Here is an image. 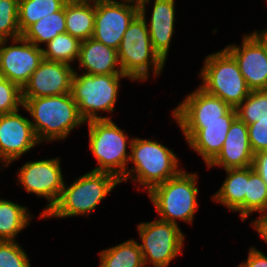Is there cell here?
Segmentation results:
<instances>
[{"label": "cell", "mask_w": 267, "mask_h": 267, "mask_svg": "<svg viewBox=\"0 0 267 267\" xmlns=\"http://www.w3.org/2000/svg\"><path fill=\"white\" fill-rule=\"evenodd\" d=\"M19 112L0 115V164L2 169L41 144L30 119Z\"/></svg>", "instance_id": "cell-14"}, {"label": "cell", "mask_w": 267, "mask_h": 267, "mask_svg": "<svg viewBox=\"0 0 267 267\" xmlns=\"http://www.w3.org/2000/svg\"><path fill=\"white\" fill-rule=\"evenodd\" d=\"M226 178L220 188L212 195L213 201L231 211L239 212L244 221V196L248 182V167L225 169Z\"/></svg>", "instance_id": "cell-21"}, {"label": "cell", "mask_w": 267, "mask_h": 267, "mask_svg": "<svg viewBox=\"0 0 267 267\" xmlns=\"http://www.w3.org/2000/svg\"><path fill=\"white\" fill-rule=\"evenodd\" d=\"M171 113L176 122L233 121L237 117L236 108H231L222 99L206 93L199 86Z\"/></svg>", "instance_id": "cell-15"}, {"label": "cell", "mask_w": 267, "mask_h": 267, "mask_svg": "<svg viewBox=\"0 0 267 267\" xmlns=\"http://www.w3.org/2000/svg\"><path fill=\"white\" fill-rule=\"evenodd\" d=\"M250 146L254 154L267 151V118L257 119L247 126Z\"/></svg>", "instance_id": "cell-33"}, {"label": "cell", "mask_w": 267, "mask_h": 267, "mask_svg": "<svg viewBox=\"0 0 267 267\" xmlns=\"http://www.w3.org/2000/svg\"><path fill=\"white\" fill-rule=\"evenodd\" d=\"M197 173H187L183 168L174 177L148 192L159 220L178 225L177 220L193 224L198 210Z\"/></svg>", "instance_id": "cell-5"}, {"label": "cell", "mask_w": 267, "mask_h": 267, "mask_svg": "<svg viewBox=\"0 0 267 267\" xmlns=\"http://www.w3.org/2000/svg\"><path fill=\"white\" fill-rule=\"evenodd\" d=\"M18 203L0 198V240H14L19 232L29 226L33 217Z\"/></svg>", "instance_id": "cell-23"}, {"label": "cell", "mask_w": 267, "mask_h": 267, "mask_svg": "<svg viewBox=\"0 0 267 267\" xmlns=\"http://www.w3.org/2000/svg\"><path fill=\"white\" fill-rule=\"evenodd\" d=\"M89 129V149L98 165L91 171L107 172L120 181L125 177L133 138H129L112 119L86 122Z\"/></svg>", "instance_id": "cell-6"}, {"label": "cell", "mask_w": 267, "mask_h": 267, "mask_svg": "<svg viewBox=\"0 0 267 267\" xmlns=\"http://www.w3.org/2000/svg\"><path fill=\"white\" fill-rule=\"evenodd\" d=\"M266 2H267V1H266ZM255 32H267V28H266V29H264V30H262V31H259V30H258V31H256V30H255Z\"/></svg>", "instance_id": "cell-38"}, {"label": "cell", "mask_w": 267, "mask_h": 267, "mask_svg": "<svg viewBox=\"0 0 267 267\" xmlns=\"http://www.w3.org/2000/svg\"><path fill=\"white\" fill-rule=\"evenodd\" d=\"M237 117L248 125L267 118V90H253L236 108Z\"/></svg>", "instance_id": "cell-29"}, {"label": "cell", "mask_w": 267, "mask_h": 267, "mask_svg": "<svg viewBox=\"0 0 267 267\" xmlns=\"http://www.w3.org/2000/svg\"><path fill=\"white\" fill-rule=\"evenodd\" d=\"M117 52L122 72L130 81H147L151 70L157 78L165 68L166 63L153 49L147 24L140 14L129 24Z\"/></svg>", "instance_id": "cell-4"}, {"label": "cell", "mask_w": 267, "mask_h": 267, "mask_svg": "<svg viewBox=\"0 0 267 267\" xmlns=\"http://www.w3.org/2000/svg\"><path fill=\"white\" fill-rule=\"evenodd\" d=\"M233 121L176 122L184 139L208 166L221 152Z\"/></svg>", "instance_id": "cell-17"}, {"label": "cell", "mask_w": 267, "mask_h": 267, "mask_svg": "<svg viewBox=\"0 0 267 267\" xmlns=\"http://www.w3.org/2000/svg\"><path fill=\"white\" fill-rule=\"evenodd\" d=\"M267 212V185L261 176L248 166V182L244 196V221L250 214Z\"/></svg>", "instance_id": "cell-28"}, {"label": "cell", "mask_w": 267, "mask_h": 267, "mask_svg": "<svg viewBox=\"0 0 267 267\" xmlns=\"http://www.w3.org/2000/svg\"><path fill=\"white\" fill-rule=\"evenodd\" d=\"M75 69L72 65L43 59L22 88V98L71 93Z\"/></svg>", "instance_id": "cell-16"}, {"label": "cell", "mask_w": 267, "mask_h": 267, "mask_svg": "<svg viewBox=\"0 0 267 267\" xmlns=\"http://www.w3.org/2000/svg\"><path fill=\"white\" fill-rule=\"evenodd\" d=\"M65 5L51 15L41 18L36 23L30 25L23 33L22 37L32 42L37 47L42 48L57 35L66 33L65 25Z\"/></svg>", "instance_id": "cell-25"}, {"label": "cell", "mask_w": 267, "mask_h": 267, "mask_svg": "<svg viewBox=\"0 0 267 267\" xmlns=\"http://www.w3.org/2000/svg\"><path fill=\"white\" fill-rule=\"evenodd\" d=\"M99 267H146L139 243L126 240L99 252Z\"/></svg>", "instance_id": "cell-24"}, {"label": "cell", "mask_w": 267, "mask_h": 267, "mask_svg": "<svg viewBox=\"0 0 267 267\" xmlns=\"http://www.w3.org/2000/svg\"><path fill=\"white\" fill-rule=\"evenodd\" d=\"M251 225L259 234L260 238L267 244V212L262 213L257 219L252 220Z\"/></svg>", "instance_id": "cell-36"}, {"label": "cell", "mask_w": 267, "mask_h": 267, "mask_svg": "<svg viewBox=\"0 0 267 267\" xmlns=\"http://www.w3.org/2000/svg\"><path fill=\"white\" fill-rule=\"evenodd\" d=\"M199 77L201 89L219 97L231 108H237L251 91L237 61L225 48L205 57Z\"/></svg>", "instance_id": "cell-7"}, {"label": "cell", "mask_w": 267, "mask_h": 267, "mask_svg": "<svg viewBox=\"0 0 267 267\" xmlns=\"http://www.w3.org/2000/svg\"><path fill=\"white\" fill-rule=\"evenodd\" d=\"M138 14V2L132 0H95L92 38L117 50L129 24Z\"/></svg>", "instance_id": "cell-11"}, {"label": "cell", "mask_w": 267, "mask_h": 267, "mask_svg": "<svg viewBox=\"0 0 267 267\" xmlns=\"http://www.w3.org/2000/svg\"><path fill=\"white\" fill-rule=\"evenodd\" d=\"M122 78L128 77L124 74L79 75L77 70L74 71L71 94L85 122L111 119L98 114L114 112Z\"/></svg>", "instance_id": "cell-8"}, {"label": "cell", "mask_w": 267, "mask_h": 267, "mask_svg": "<svg viewBox=\"0 0 267 267\" xmlns=\"http://www.w3.org/2000/svg\"><path fill=\"white\" fill-rule=\"evenodd\" d=\"M153 1L150 20H147L146 5ZM139 14L145 19L153 49L166 62L175 26V0H141ZM149 24V25H148Z\"/></svg>", "instance_id": "cell-18"}, {"label": "cell", "mask_w": 267, "mask_h": 267, "mask_svg": "<svg viewBox=\"0 0 267 267\" xmlns=\"http://www.w3.org/2000/svg\"><path fill=\"white\" fill-rule=\"evenodd\" d=\"M254 153L250 146L247 124L236 117L230 125L223 148L207 166L225 169L252 166Z\"/></svg>", "instance_id": "cell-19"}, {"label": "cell", "mask_w": 267, "mask_h": 267, "mask_svg": "<svg viewBox=\"0 0 267 267\" xmlns=\"http://www.w3.org/2000/svg\"><path fill=\"white\" fill-rule=\"evenodd\" d=\"M131 162L133 167L127 169L121 183L138 182V188L142 187L146 192L182 170L173 150L152 139L133 138L128 164Z\"/></svg>", "instance_id": "cell-2"}, {"label": "cell", "mask_w": 267, "mask_h": 267, "mask_svg": "<svg viewBox=\"0 0 267 267\" xmlns=\"http://www.w3.org/2000/svg\"><path fill=\"white\" fill-rule=\"evenodd\" d=\"M67 0H19L18 26L21 34L32 24L59 11Z\"/></svg>", "instance_id": "cell-26"}, {"label": "cell", "mask_w": 267, "mask_h": 267, "mask_svg": "<svg viewBox=\"0 0 267 267\" xmlns=\"http://www.w3.org/2000/svg\"><path fill=\"white\" fill-rule=\"evenodd\" d=\"M22 101V109L32 117L30 122L40 143L63 140L73 129L86 123L71 93L22 98Z\"/></svg>", "instance_id": "cell-1"}, {"label": "cell", "mask_w": 267, "mask_h": 267, "mask_svg": "<svg viewBox=\"0 0 267 267\" xmlns=\"http://www.w3.org/2000/svg\"><path fill=\"white\" fill-rule=\"evenodd\" d=\"M2 41H3V39L0 37V46H1Z\"/></svg>", "instance_id": "cell-39"}, {"label": "cell", "mask_w": 267, "mask_h": 267, "mask_svg": "<svg viewBox=\"0 0 267 267\" xmlns=\"http://www.w3.org/2000/svg\"><path fill=\"white\" fill-rule=\"evenodd\" d=\"M118 184L121 181L115 175L95 171L79 176L70 185L64 182L57 203L42 218L64 219L90 215Z\"/></svg>", "instance_id": "cell-3"}, {"label": "cell", "mask_w": 267, "mask_h": 267, "mask_svg": "<svg viewBox=\"0 0 267 267\" xmlns=\"http://www.w3.org/2000/svg\"><path fill=\"white\" fill-rule=\"evenodd\" d=\"M237 267H267V256L257 247H250L247 260L242 261Z\"/></svg>", "instance_id": "cell-34"}, {"label": "cell", "mask_w": 267, "mask_h": 267, "mask_svg": "<svg viewBox=\"0 0 267 267\" xmlns=\"http://www.w3.org/2000/svg\"><path fill=\"white\" fill-rule=\"evenodd\" d=\"M81 41L69 33L57 35L43 46V59L72 65L78 60ZM72 63V64H71Z\"/></svg>", "instance_id": "cell-27"}, {"label": "cell", "mask_w": 267, "mask_h": 267, "mask_svg": "<svg viewBox=\"0 0 267 267\" xmlns=\"http://www.w3.org/2000/svg\"><path fill=\"white\" fill-rule=\"evenodd\" d=\"M60 158L28 161L18 169L17 182L27 191L48 201L39 217L51 210L57 203L64 186Z\"/></svg>", "instance_id": "cell-10"}, {"label": "cell", "mask_w": 267, "mask_h": 267, "mask_svg": "<svg viewBox=\"0 0 267 267\" xmlns=\"http://www.w3.org/2000/svg\"><path fill=\"white\" fill-rule=\"evenodd\" d=\"M11 42L8 46L7 43ZM43 60V49L22 36L3 40L0 46V74L21 89Z\"/></svg>", "instance_id": "cell-12"}, {"label": "cell", "mask_w": 267, "mask_h": 267, "mask_svg": "<svg viewBox=\"0 0 267 267\" xmlns=\"http://www.w3.org/2000/svg\"><path fill=\"white\" fill-rule=\"evenodd\" d=\"M137 226L146 267H168L178 254L182 255L185 235L178 225L155 219Z\"/></svg>", "instance_id": "cell-9"}, {"label": "cell", "mask_w": 267, "mask_h": 267, "mask_svg": "<svg viewBox=\"0 0 267 267\" xmlns=\"http://www.w3.org/2000/svg\"><path fill=\"white\" fill-rule=\"evenodd\" d=\"M66 32L81 42L92 37L95 21V0H67Z\"/></svg>", "instance_id": "cell-22"}, {"label": "cell", "mask_w": 267, "mask_h": 267, "mask_svg": "<svg viewBox=\"0 0 267 267\" xmlns=\"http://www.w3.org/2000/svg\"><path fill=\"white\" fill-rule=\"evenodd\" d=\"M266 43L267 46V32H256Z\"/></svg>", "instance_id": "cell-37"}, {"label": "cell", "mask_w": 267, "mask_h": 267, "mask_svg": "<svg viewBox=\"0 0 267 267\" xmlns=\"http://www.w3.org/2000/svg\"><path fill=\"white\" fill-rule=\"evenodd\" d=\"M19 0H0V37L10 40L21 37L18 26Z\"/></svg>", "instance_id": "cell-30"}, {"label": "cell", "mask_w": 267, "mask_h": 267, "mask_svg": "<svg viewBox=\"0 0 267 267\" xmlns=\"http://www.w3.org/2000/svg\"><path fill=\"white\" fill-rule=\"evenodd\" d=\"M77 61L78 69L86 74H123L117 50L92 37L81 42Z\"/></svg>", "instance_id": "cell-20"}, {"label": "cell", "mask_w": 267, "mask_h": 267, "mask_svg": "<svg viewBox=\"0 0 267 267\" xmlns=\"http://www.w3.org/2000/svg\"><path fill=\"white\" fill-rule=\"evenodd\" d=\"M0 267H31L28 254L17 240H0Z\"/></svg>", "instance_id": "cell-31"}, {"label": "cell", "mask_w": 267, "mask_h": 267, "mask_svg": "<svg viewBox=\"0 0 267 267\" xmlns=\"http://www.w3.org/2000/svg\"><path fill=\"white\" fill-rule=\"evenodd\" d=\"M252 167L267 185V151L254 154Z\"/></svg>", "instance_id": "cell-35"}, {"label": "cell", "mask_w": 267, "mask_h": 267, "mask_svg": "<svg viewBox=\"0 0 267 267\" xmlns=\"http://www.w3.org/2000/svg\"><path fill=\"white\" fill-rule=\"evenodd\" d=\"M23 107L22 89L8 79L0 81V115L13 113Z\"/></svg>", "instance_id": "cell-32"}, {"label": "cell", "mask_w": 267, "mask_h": 267, "mask_svg": "<svg viewBox=\"0 0 267 267\" xmlns=\"http://www.w3.org/2000/svg\"><path fill=\"white\" fill-rule=\"evenodd\" d=\"M241 45L229 44L225 49L237 61L248 88L267 90V46L254 31L245 34Z\"/></svg>", "instance_id": "cell-13"}]
</instances>
